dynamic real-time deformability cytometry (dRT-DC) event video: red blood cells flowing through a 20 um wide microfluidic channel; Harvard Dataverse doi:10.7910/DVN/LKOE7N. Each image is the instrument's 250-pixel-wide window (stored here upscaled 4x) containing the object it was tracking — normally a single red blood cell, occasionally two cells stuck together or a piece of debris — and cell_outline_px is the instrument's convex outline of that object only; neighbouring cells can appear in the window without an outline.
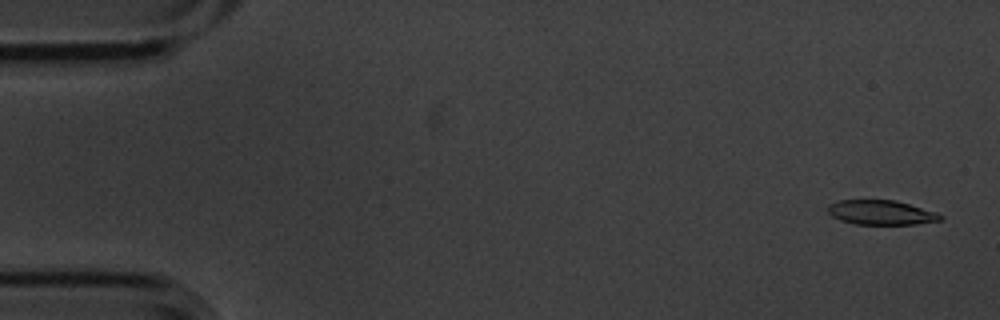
{"species": "common noctule bat (a hibernating species)", "species_latin": "Nyctalus noctula", "temperature_condition": "cold", "stored_images_in_passage": 4, "camera_frame_rate_fps": 3000, "um_per_image_px": 0.085, "animal": {"sex": "male", "body_mass_g": 20.1, "forearm_length_mm": 53.5}, "frame": {"image": 1, "passage_image": 1, "time_ms": 0.0, "image_size_px": [1000, 320], "cell_outline_px": [[944, 216], [940, 220], [916, 224], [856, 224], [840, 220], [832, 216], [828, 212], [828, 204], [836, 200], [896, 200], [936, 212]], "centroid_in_image_um": [74.87, 18.05], "position_along_channel_um": 10.1, "area_um2": 16.07}}
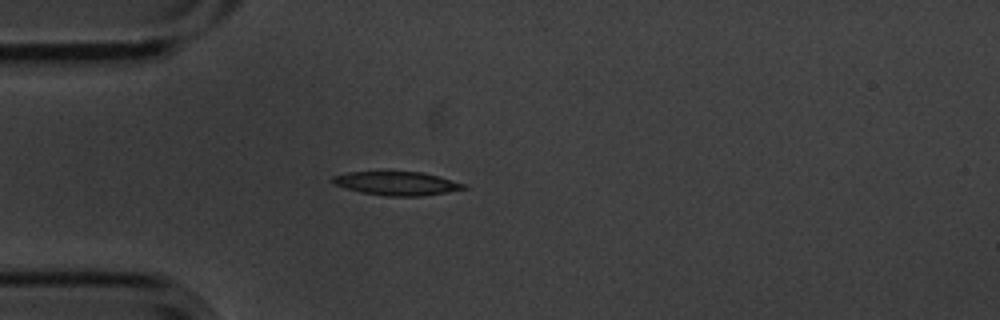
{"frame": {"image": 2, "passage_image": 4, "time_ms": 1.0, "image_size_px": [1000, 320], "cell_outline_px": [[468, 188], [448, 192], [420, 196], [388, 196], [360, 192], [344, 188], [332, 184], [328, 180], [332, 176], [348, 172], [388, 168], [420, 172], [468, 184]], "centroid_in_image_um": [33.63, 15.53], "position_along_channel_um": 51.4, "area_um2": 19.19}}